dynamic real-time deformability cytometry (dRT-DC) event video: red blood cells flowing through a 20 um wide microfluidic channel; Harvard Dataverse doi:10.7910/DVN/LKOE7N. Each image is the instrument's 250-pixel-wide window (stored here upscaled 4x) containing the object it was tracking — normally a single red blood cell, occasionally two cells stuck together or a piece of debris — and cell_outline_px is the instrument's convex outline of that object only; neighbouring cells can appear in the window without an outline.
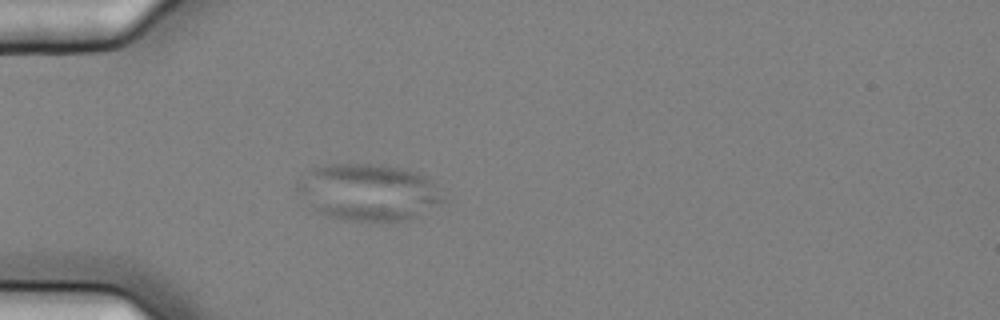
{"species": "common noctule bat (a hibernating species)", "species_latin": "Nyctalus noctula", "temperature_condition": "cold", "stored_images_in_passage": 41, "camera_frame_rate_fps": 3000, "um_per_image_px": 0.085, "animal": {"sex": "female", "body_mass_g": 25.1}, "frame": {"image": 1, "passage_image": 1, "time_ms": 0.0, "image_size_px": [1000, 320], "cell_outline_px": [[448, 200], [408, 220], [388, 224], [344, 220], [328, 216], [320, 212], [296, 188], [296, 184], [316, 168], [332, 164], [384, 164], [416, 172], [428, 176]], "centroid_in_image_um": [31.45, 16.37], "position_along_channel_um": 53.6, "area_um2": 48.26}}
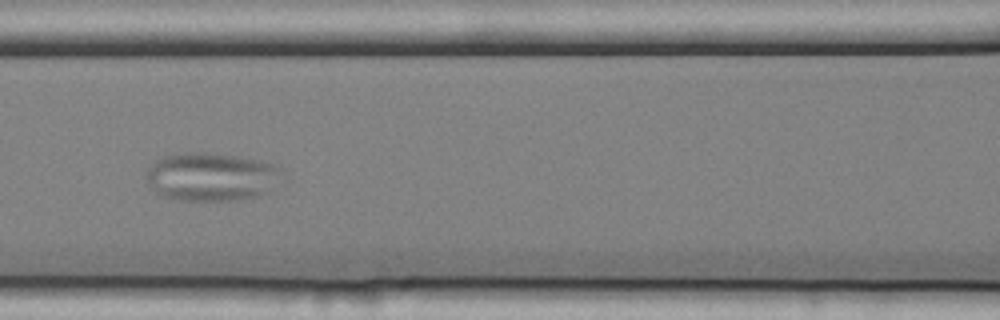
{"frame": {"image": 2, "passage_image": 10, "time_ms": 3.0, "image_size_px": [1000, 320], "cell_outline_px": [[284, 172], [260, 196], [240, 200], [180, 200], [164, 196], [156, 192], [152, 188], [148, 180], [148, 168], [156, 160], [164, 156], [192, 152], [204, 152], [260, 160], [280, 164]], "centroid_in_image_um": [17.99, 15.02], "position_along_channel_um": 148.6, "area_um2": 37.8}}
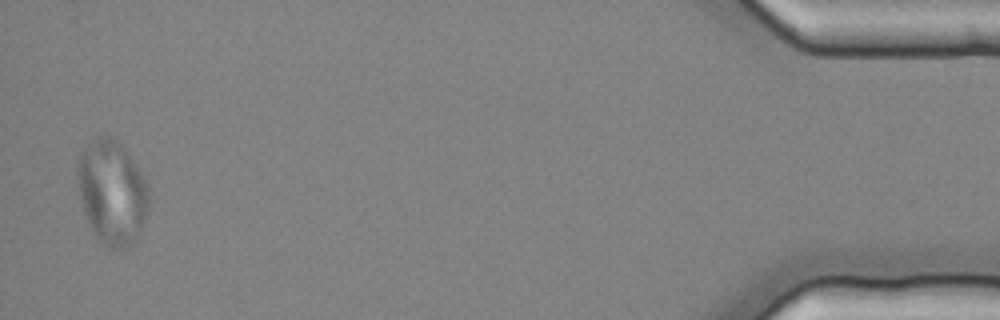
{"frame": {"image": 3, "passage_image": 40, "time_ms": 13.0, "image_size_px": [1000, 320], "cell_outline_px": [[148, 212], [140, 232], [136, 240], [128, 248], [120, 252], [108, 248], [92, 232], [84, 212], [80, 200], [76, 172], [80, 152], [96, 136], [104, 132], [108, 132], [124, 148], [148, 184]], "centroid_in_image_um": [9.51, 16.36], "position_along_channel_um": 425.7, "area_um2": 43.93}}